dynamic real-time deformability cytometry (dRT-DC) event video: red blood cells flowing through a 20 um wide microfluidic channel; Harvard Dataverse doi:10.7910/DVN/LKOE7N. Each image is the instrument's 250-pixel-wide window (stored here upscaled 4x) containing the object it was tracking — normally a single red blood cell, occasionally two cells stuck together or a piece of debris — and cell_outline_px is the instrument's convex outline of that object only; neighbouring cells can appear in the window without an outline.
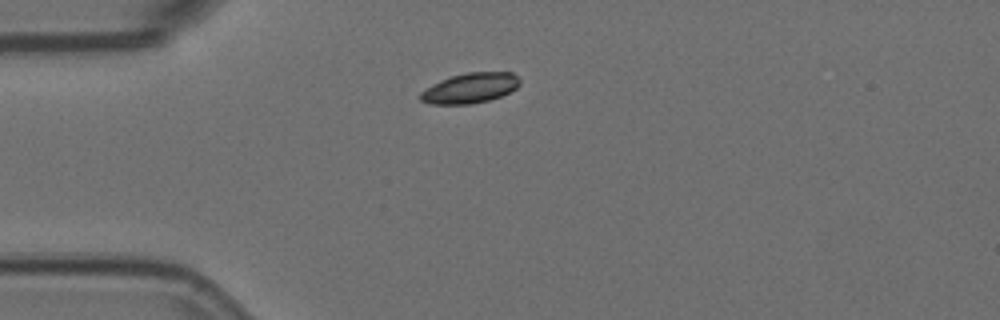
{"species": "Egyptian fruit bat (a non-hibernating species)", "species_latin": "Rousettus aegyptiacus", "temperature_condition": "room temperature", "stored_images_in_passage": 44, "camera_frame_rate_fps": 3000, "um_per_image_px": 0.085, "animal": {"sex": "female"}, "frame": {"image": 1, "passage_image": 1, "time_ms": 0.0, "image_size_px": [1000, 320], "cell_outline_px": [[520, 84], [516, 88], [500, 96], [488, 100], [468, 104], [428, 104], [420, 100], [420, 92], [432, 84], [452, 76], [468, 72], [512, 72], [520, 80]], "centroid_in_image_um": [39.94, 7.48], "position_along_channel_um": 45.1, "area_um2": 17.28}}
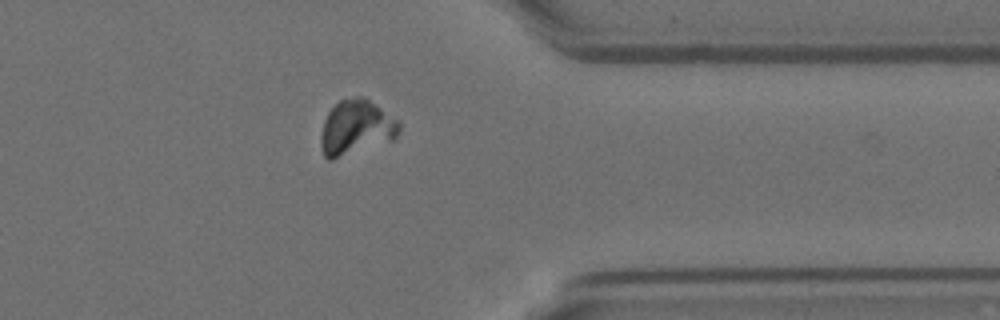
{"frame": {"image": 2, "passage_image": 32, "time_ms": 10.333, "image_size_px": [1000, 320], "cell_outline_px": [[400, 132], [392, 140], [332, 160], [328, 160], [324, 156], [320, 144], [320, 136], [324, 120], [328, 112], [340, 100], [356, 96], [360, 96], [368, 100], [400, 120]], "centroid_in_image_um": [30.27, 10.85], "position_along_channel_um": 381.1, "area_um2": 24.97}}
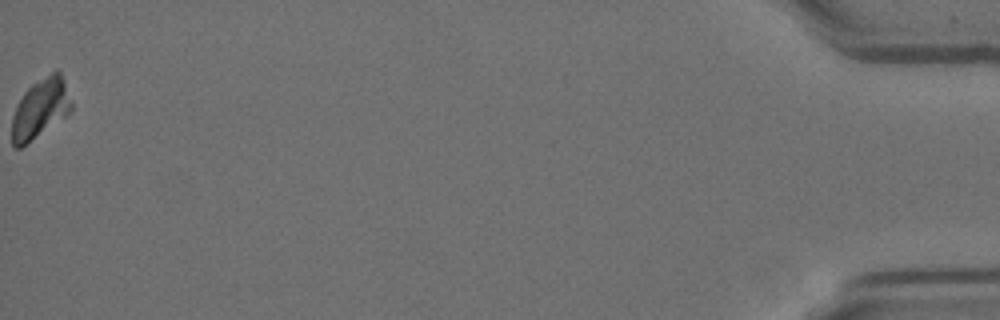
{"frame": {"image": 3, "passage_image": 44, "time_ms": 14.333, "image_size_px": [1000, 320], "cell_outline_px": [[72, 108], [64, 116], [20, 148], [16, 148], [12, 144], [12, 116], [16, 104], [24, 92], [32, 84], [56, 68], [60, 68], [72, 104]], "centroid_in_image_um": [3.41, 9.16], "position_along_channel_um": 431.8, "area_um2": 20.4}}